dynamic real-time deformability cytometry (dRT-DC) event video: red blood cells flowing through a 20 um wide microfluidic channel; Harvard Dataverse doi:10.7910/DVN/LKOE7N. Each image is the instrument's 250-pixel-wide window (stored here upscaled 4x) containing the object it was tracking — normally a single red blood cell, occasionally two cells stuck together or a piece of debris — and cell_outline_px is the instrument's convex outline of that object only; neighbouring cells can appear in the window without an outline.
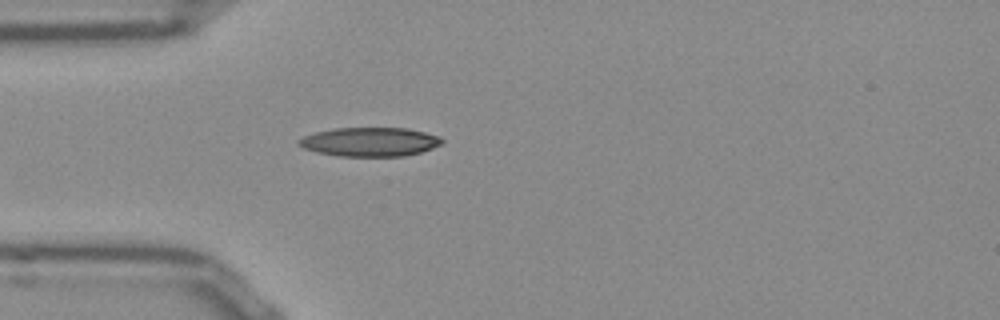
{"species": "Egyptian fruit bat (a non-hibernating species)", "species_latin": "Rousettus aegyptiacus", "temperature_condition": "room temperature", "stored_images_in_passage": 39, "camera_frame_rate_fps": 3000, "um_per_image_px": 0.085, "frame": {"image": 1, "passage_image": 1, "time_ms": 0.0, "image_size_px": [1000, 320], "cell_outline_px": [[444, 140], [440, 144], [432, 148], [420, 152], [404, 156], [336, 156], [316, 152], [304, 148], [296, 144], [296, 140], [304, 136], [316, 132], [336, 128], [408, 128], [440, 136]], "centroid_in_image_um": [31.41, 12.06], "position_along_channel_um": 53.6, "area_um2": 24.22}}
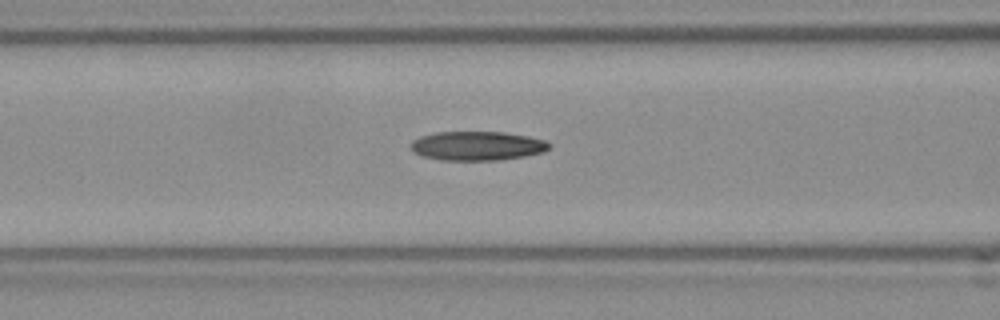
{"frame": {"image": 2, "passage_image": 7, "time_ms": 2.0, "image_size_px": [1000, 320], "cell_outline_px": [[552, 144], [544, 152], [524, 156], [500, 160], [440, 160], [420, 156], [412, 152], [408, 144], [412, 140], [420, 136], [436, 132], [504, 132], [528, 136], [544, 140]], "centroid_in_image_um": [40.5, 12.4], "position_along_channel_um": 126.1, "area_um2": 23.76}}
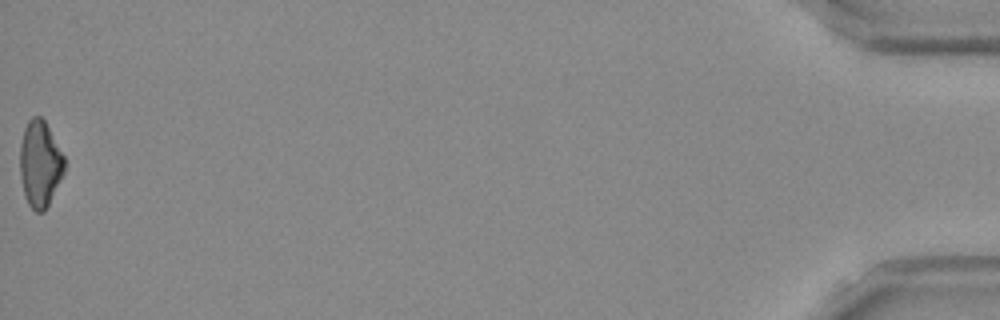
{"frame": {"image": 3, "passage_image": 39, "time_ms": 12.667, "image_size_px": [1000, 320], "cell_outline_px": [[64, 172], [44, 212], [36, 212], [28, 204], [24, 196], [20, 176], [20, 144], [24, 128], [28, 120], [32, 116], [40, 116], [44, 120], [64, 156]], "centroid_in_image_um": [3.37, 13.92], "position_along_channel_um": 431.8, "area_um2": 22.2}}